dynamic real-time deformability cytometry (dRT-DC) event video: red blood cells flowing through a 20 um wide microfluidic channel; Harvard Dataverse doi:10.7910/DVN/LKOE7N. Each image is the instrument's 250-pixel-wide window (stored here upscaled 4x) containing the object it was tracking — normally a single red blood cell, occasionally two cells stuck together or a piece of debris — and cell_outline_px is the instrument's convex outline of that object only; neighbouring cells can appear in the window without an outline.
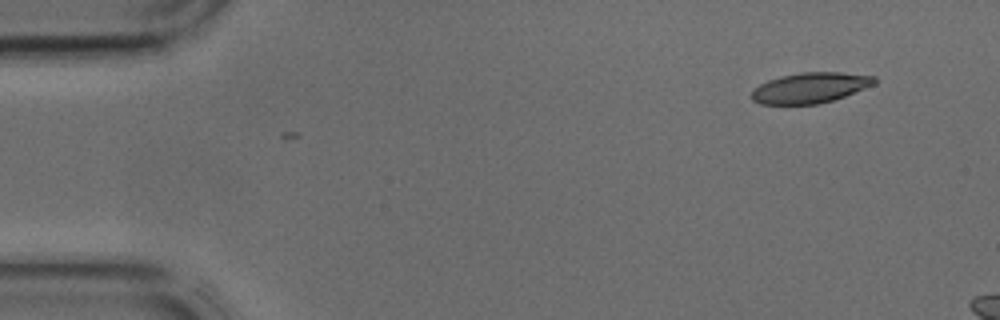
{"species": "common noctule bat (a hibernating species)", "species_latin": "Nyctalus noctula", "temperature_condition": "cold", "stored_images_in_passage": 9, "camera_frame_rate_fps": 3000, "um_per_image_px": 0.085, "animal": {"sex": "male", "body_mass_g": 17.9, "forearm_length_mm": 54.2}, "frame": {"image": 1, "passage_image": 1, "time_ms": 0.0, "image_size_px": [1000, 320], "cell_outline_px": [[880, 80], [876, 84], [844, 96], [832, 100], [816, 104], [760, 104], [752, 100], [752, 88], [768, 80], [780, 76], [800, 72], [840, 72], [876, 76]], "centroid_in_image_um": [68.89, 7.45], "position_along_channel_um": 16.1, "area_um2": 21.96}}